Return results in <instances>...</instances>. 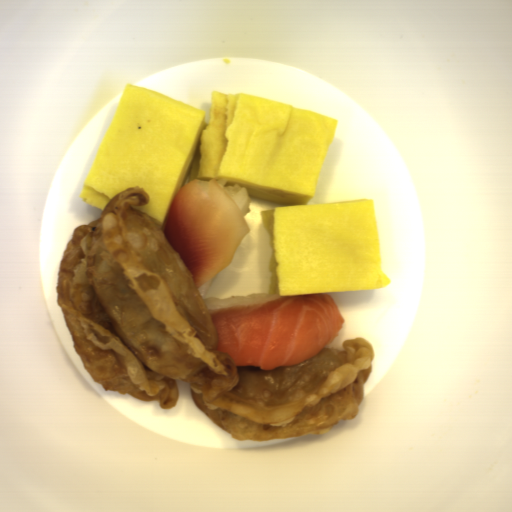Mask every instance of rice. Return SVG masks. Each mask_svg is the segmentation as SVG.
Returning a JSON list of instances; mask_svg holds the SVG:
<instances>
[{
  "label": "rice",
  "instance_id": "652b925c",
  "mask_svg": "<svg viewBox=\"0 0 512 512\" xmlns=\"http://www.w3.org/2000/svg\"><path fill=\"white\" fill-rule=\"evenodd\" d=\"M216 277V276H215ZM211 279L205 285L198 289L209 313L218 310H224L234 307H240L245 305L256 304L267 300L275 299L285 295H275L270 293H253L244 296H233L231 298H206L205 295L213 283L214 279Z\"/></svg>",
  "mask_w": 512,
  "mask_h": 512
},
{
  "label": "rice",
  "instance_id": "023b6e5f",
  "mask_svg": "<svg viewBox=\"0 0 512 512\" xmlns=\"http://www.w3.org/2000/svg\"><path fill=\"white\" fill-rule=\"evenodd\" d=\"M222 186L237 205L242 216L248 215L251 212L250 202L253 197L249 195L246 186L235 184H222Z\"/></svg>",
  "mask_w": 512,
  "mask_h": 512
}]
</instances>
